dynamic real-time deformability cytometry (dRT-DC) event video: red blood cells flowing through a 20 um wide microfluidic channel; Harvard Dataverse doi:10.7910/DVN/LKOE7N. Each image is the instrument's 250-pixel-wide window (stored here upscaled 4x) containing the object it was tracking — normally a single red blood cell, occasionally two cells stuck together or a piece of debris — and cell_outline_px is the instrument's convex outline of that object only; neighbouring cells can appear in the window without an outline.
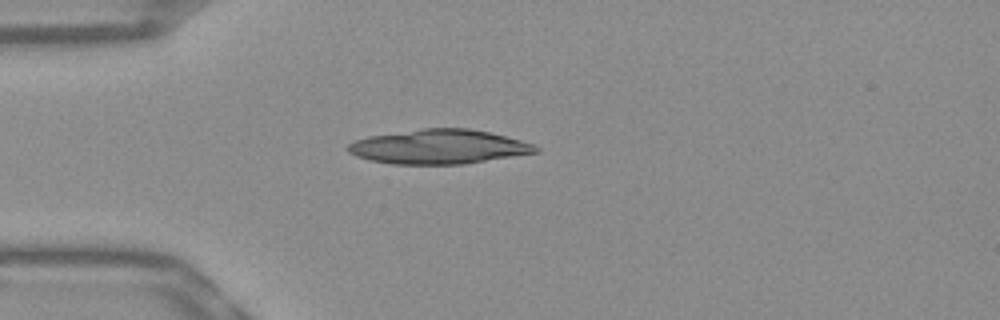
{"species": "Egyptian fruit bat (a non-hibernating species)", "species_latin": "Rousettus aegyptiacus", "temperature_condition": "warm", "stored_images_in_passage": 39, "camera_frame_rate_fps": 3000, "um_per_image_px": 0.085, "frame": {"image": 1, "passage_image": 1, "time_ms": 0.0, "image_size_px": [1000, 320], "cell_outline_px": [[540, 152], [464, 164], [392, 164], [372, 160], [356, 156], [348, 152], [344, 148], [348, 144], [356, 140], [368, 136], [424, 128], [468, 128], [488, 132], [536, 144], [540, 148]], "centroid_in_image_um": [37.31, 12.48], "position_along_channel_um": 47.7, "area_um2": 37.63}}